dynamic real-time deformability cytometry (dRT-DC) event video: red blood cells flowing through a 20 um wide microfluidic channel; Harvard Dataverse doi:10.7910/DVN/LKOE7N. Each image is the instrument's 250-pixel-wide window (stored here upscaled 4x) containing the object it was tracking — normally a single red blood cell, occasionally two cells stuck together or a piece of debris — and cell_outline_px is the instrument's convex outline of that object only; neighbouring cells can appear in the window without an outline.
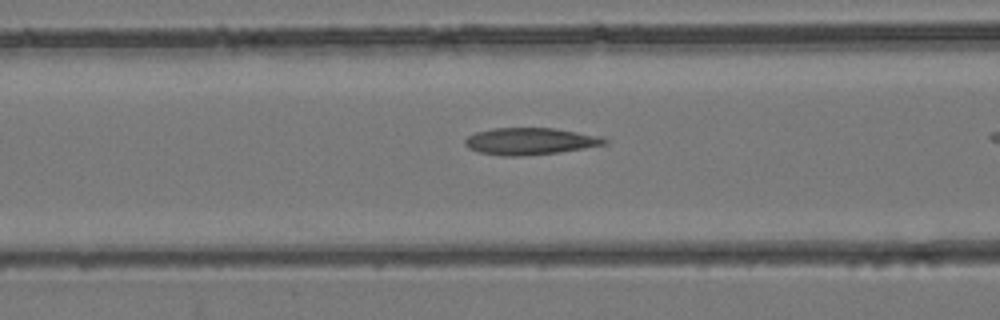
{"species": "common noctule bat (a hibernating species)", "species_latin": "Nyctalus noctula", "temperature_condition": "room temperature", "stored_images_in_passage": 13, "camera_frame_rate_fps": 3000, "um_per_image_px": 0.085, "animal": {"sex": "female", "body_mass_g": 24.6, "forearm_length_mm": 56.2}, "frame": {"image": 1, "passage_image": 11, "time_ms": 3.333, "image_size_px": [1000, 320], "cell_outline_px": [[608, 144], [560, 152], [524, 156], [500, 156], [480, 152], [468, 148], [464, 144], [464, 140], [468, 136], [476, 132], [492, 128], [552, 128], [600, 136], [608, 140]], "centroid_in_image_um": [45.04, 12.01], "position_along_channel_um": 121.6, "area_um2": 21.91}}